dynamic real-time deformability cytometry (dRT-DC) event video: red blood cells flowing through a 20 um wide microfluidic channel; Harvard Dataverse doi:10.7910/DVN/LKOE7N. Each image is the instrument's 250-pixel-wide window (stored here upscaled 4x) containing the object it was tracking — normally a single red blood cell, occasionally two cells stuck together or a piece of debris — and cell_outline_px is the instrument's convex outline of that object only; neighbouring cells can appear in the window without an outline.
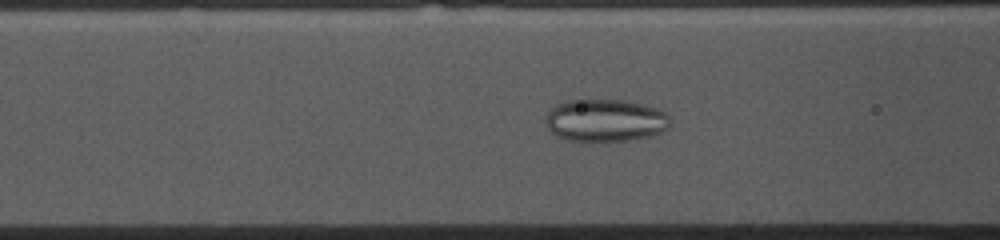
{"species": "common noctule bat (a hibernating species)", "species_latin": "Nyctalus noctula", "temperature_condition": "cold", "stored_images_in_passage": 53, "camera_frame_rate_fps": 3000, "um_per_image_px": 0.085, "animal": {"sex": "female", "body_mass_g": 10.0, "forearm_length_mm": 53.1}, "frame": {"image": 1, "passage_image": 19, "time_ms": 6.0, "image_size_px": [1000, 240], "cell_outline_px": [[672, 124], [664, 132], [652, 136], [636, 140], [568, 140], [556, 136], [544, 124], [544, 120], [548, 112], [556, 104], [564, 100], [624, 100], [644, 104], [656, 108], [664, 112], [672, 120]], "centroid_in_image_um": [51.48, 10.23], "position_along_channel_um": 115.1, "area_um2": 31.15}}
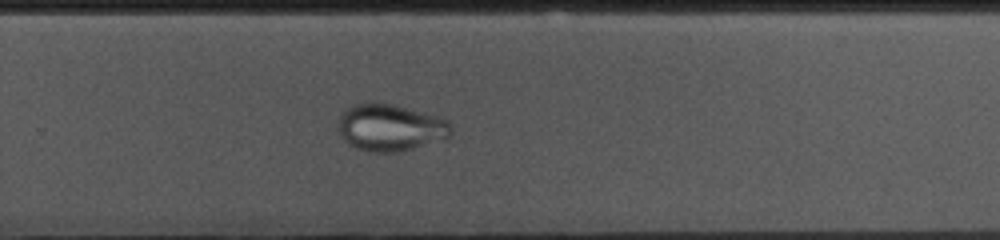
{"frame": {"image": 2, "passage_image": 34, "time_ms": 11.0, "image_size_px": [1000, 240], "cell_outline_px": [[452, 132], [448, 136], [412, 148], [396, 152], [368, 152], [356, 148], [348, 144], [344, 140], [336, 128], [340, 112], [352, 104], [368, 100], [376, 100], [440, 116], [448, 120], [452, 128]], "centroid_in_image_um": [33.08, 10.79], "position_along_channel_um": 296.7, "area_um2": 31.44}}
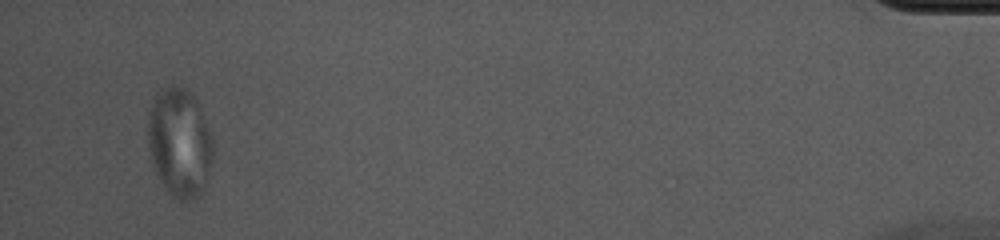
{"frame": {"image": 3, "passage_image": 51, "time_ms": 16.667, "image_size_px": [1000, 240], "cell_outline_px": [[212, 160], [208, 176], [204, 188], [192, 200], [180, 200], [172, 196], [168, 192], [160, 180], [152, 164], [148, 144], [148, 120], [152, 104], [156, 96], [160, 92], [172, 84], [180, 84], [192, 92], [200, 108], [212, 136]], "centroid_in_image_um": [15.27, 12.11], "position_along_channel_um": 419.9, "area_um2": 41.15}}